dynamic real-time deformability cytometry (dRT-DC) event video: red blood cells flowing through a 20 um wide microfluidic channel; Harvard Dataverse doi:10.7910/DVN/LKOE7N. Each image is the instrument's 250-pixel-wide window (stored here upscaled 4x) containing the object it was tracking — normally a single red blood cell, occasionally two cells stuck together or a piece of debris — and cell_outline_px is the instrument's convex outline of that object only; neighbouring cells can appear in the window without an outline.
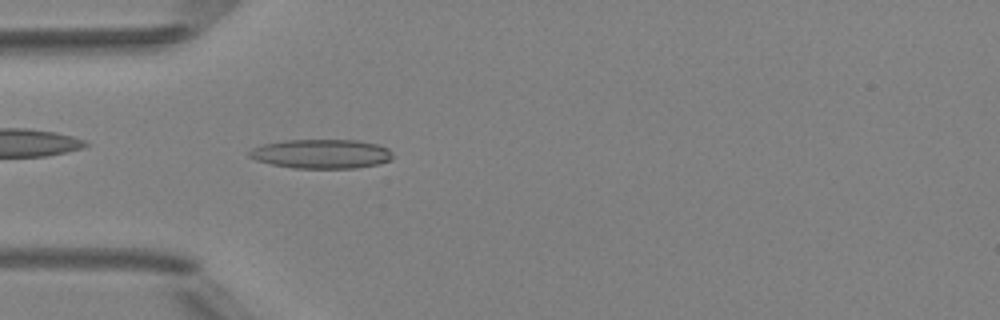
{"species": "Egyptian fruit bat (a non-hibernating species)", "species_latin": "Rousettus aegyptiacus", "temperature_condition": "room temperature", "stored_images_in_passage": 4, "camera_frame_rate_fps": 3000, "um_per_image_px": 0.085, "animal": {"sex": "female"}, "frame": {"image": 1, "passage_image": 4, "time_ms": 3.667, "image_size_px": [1000, 320], "cell_outline_px": [[392, 160], [380, 164], [356, 168], [292, 168], [272, 164], [256, 160], [248, 156], [248, 152], [252, 148], [260, 144], [284, 140], [356, 140], [376, 144], [388, 148], [392, 152]], "centroid_in_image_um": [27.31, 13.08], "position_along_channel_um": 57.7, "area_um2": 24.62}}